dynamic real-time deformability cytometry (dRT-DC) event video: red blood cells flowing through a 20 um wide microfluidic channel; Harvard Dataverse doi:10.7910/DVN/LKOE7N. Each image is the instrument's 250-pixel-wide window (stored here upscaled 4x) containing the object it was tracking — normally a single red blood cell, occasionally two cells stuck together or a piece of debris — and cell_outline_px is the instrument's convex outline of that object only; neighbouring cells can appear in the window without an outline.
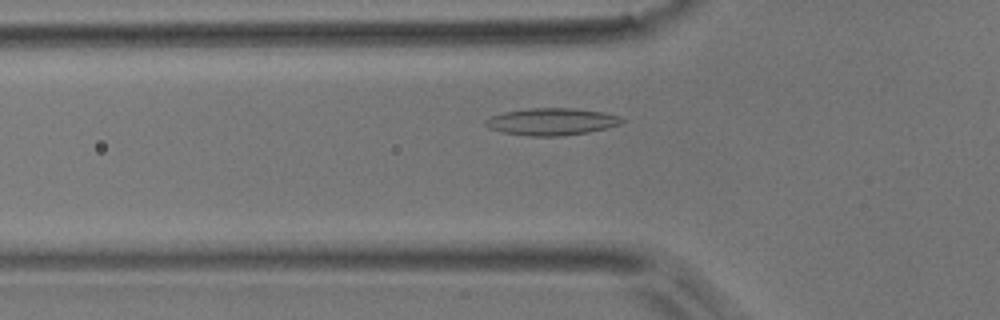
{"species": "common noctule bat (a hibernating species)", "species_latin": "Nyctalus noctula", "temperature_condition": "room temperature", "stored_images_in_passage": 45, "camera_frame_rate_fps": 3000, "um_per_image_px": 0.085, "animal": {"sex": "male", "body_mass_g": 17.9}, "frame": {"image": 1, "passage_image": 11, "time_ms": 3.333, "image_size_px": [1000, 320], "cell_outline_px": [[624, 120], [620, 124], [608, 128], [588, 132], [560, 136], [528, 136], [504, 132], [488, 128], [484, 124], [484, 120], [492, 116], [504, 112], [528, 108], [572, 108], [604, 112], [620, 116]], "centroid_in_image_um": [46.89, 10.34], "position_along_channel_um": 78.9, "area_um2": 21.56}}
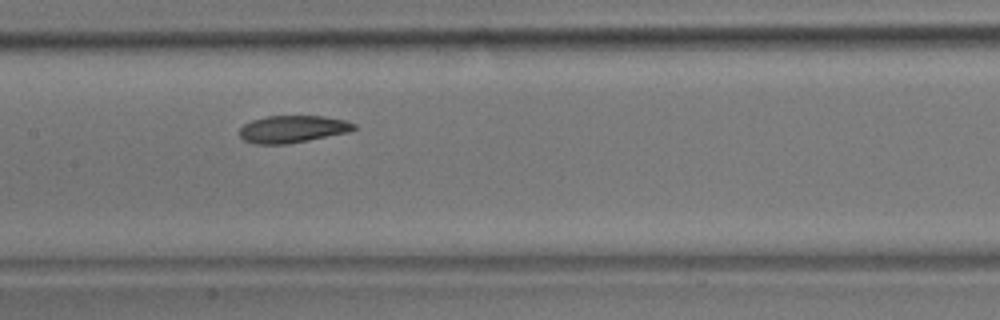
{"frame": {"image": 2, "passage_image": 19, "time_ms": 6.0, "image_size_px": [1000, 320], "cell_outline_px": [[356, 128], [352, 132], [308, 140], [284, 144], [256, 144], [244, 140], [240, 136], [240, 128], [244, 124], [252, 120], [268, 116], [324, 116], [348, 120], [356, 124]], "centroid_in_image_um": [24.93, 10.96], "position_along_channel_um": 182.5, "area_um2": 18.26}}
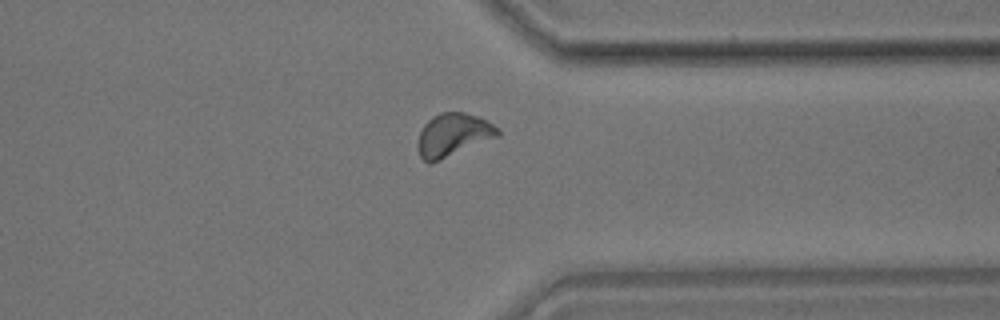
{"frame": {"image": 3, "passage_image": 34, "time_ms": 11.0, "image_size_px": [1000, 320], "cell_outline_px": [[500, 136], [432, 164], [428, 164], [420, 156], [416, 144], [420, 132], [424, 124], [432, 116], [440, 112], [464, 112], [476, 116], [500, 128]], "centroid_in_image_um": [38.5, 11.49], "position_along_channel_um": 372.9, "area_um2": 20.35}, "authors_computed_cell_mechanics": {"area_um2": 19.1318, "velocity_mm_per_s": 3.8642, "shape_relaxation_time_tau1_ms": 3.4681, "shape_relaxation_time_tau2_ms": 6.55, "deformation_change_tau1": 0.1122, "deformation_change_tau2": 0.129}}